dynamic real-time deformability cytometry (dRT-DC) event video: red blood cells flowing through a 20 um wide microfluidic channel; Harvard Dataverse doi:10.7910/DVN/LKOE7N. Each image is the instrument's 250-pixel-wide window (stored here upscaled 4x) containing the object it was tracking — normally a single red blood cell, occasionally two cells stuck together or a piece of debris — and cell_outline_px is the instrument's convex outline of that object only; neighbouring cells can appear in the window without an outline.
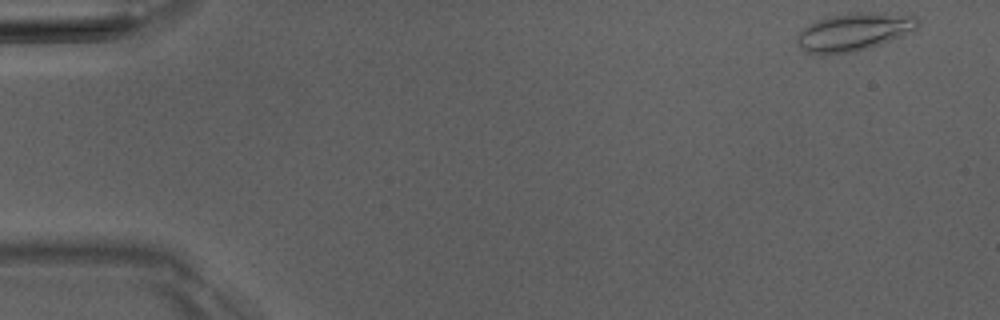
{"species": "Egyptian fruit bat (a non-hibernating species)", "species_latin": "Rousettus aegyptiacus", "temperature_condition": "room temperature", "stored_images_in_passage": 6, "camera_frame_rate_fps": 3000, "um_per_image_px": 0.085, "animal": {"sex": "male"}, "frame": {"image": 1, "passage_image": 1, "time_ms": 0.0, "image_size_px": [1000, 320], "cell_outline_px": [[920, 20], [916, 28], [912, 32], [868, 48], [856, 52], [824, 56], [808, 52], [800, 48], [796, 44], [796, 36], [808, 24], [816, 20], [828, 16], [848, 12], [876, 12], [916, 16]], "centroid_in_image_um": [72.54, 2.72], "position_along_channel_um": 12.5, "area_um2": 27.11}}